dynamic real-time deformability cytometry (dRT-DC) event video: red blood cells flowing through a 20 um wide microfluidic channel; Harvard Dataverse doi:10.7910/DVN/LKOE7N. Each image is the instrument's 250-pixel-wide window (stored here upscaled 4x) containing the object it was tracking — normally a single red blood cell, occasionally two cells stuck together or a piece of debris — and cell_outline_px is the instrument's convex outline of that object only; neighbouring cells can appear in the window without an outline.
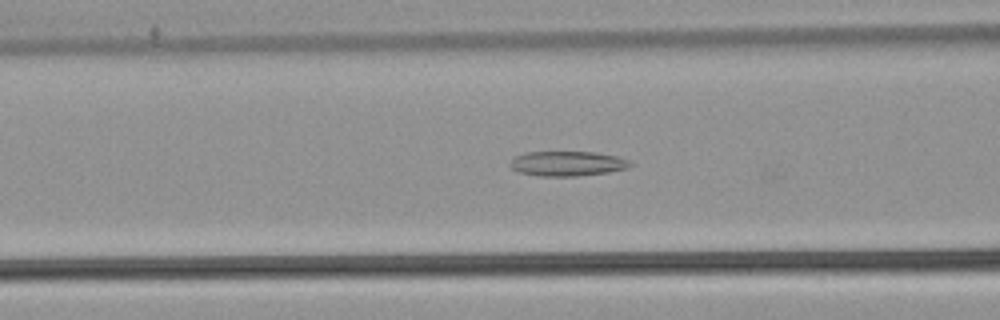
{"species": "common noctule bat (a hibernating species)", "species_latin": "Nyctalus noctula", "temperature_condition": "warm", "stored_images_in_passage": 35, "camera_frame_rate_fps": 3000, "um_per_image_px": 0.085, "animal": {"sex": "male", "body_mass_g": 21.5, "forearm_length_mm": 52.0}, "frame": {"image": 1, "passage_image": 4, "time_ms": 1.0, "image_size_px": [1000, 320], "cell_outline_px": [[636, 164], [628, 168], [608, 172], [576, 176], [540, 176], [520, 172], [512, 168], [512, 160], [516, 156], [528, 152], [596, 152], [616, 156], [628, 160]], "centroid_in_image_um": [48.3, 13.9], "position_along_channel_um": 118.3, "area_um2": 17.22}}
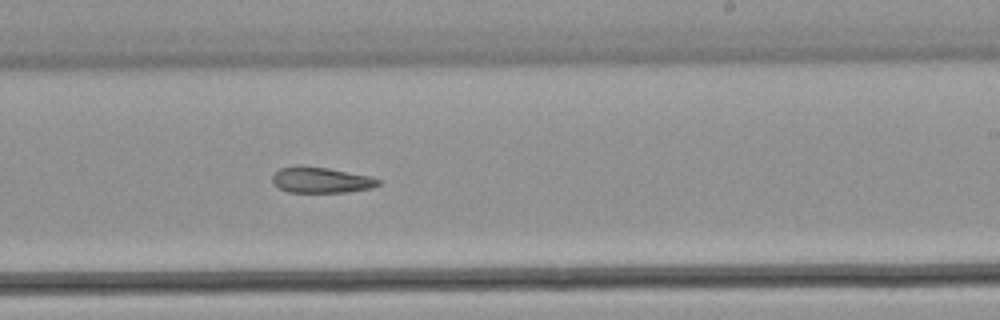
{"frame": {"image": 2, "passage_image": 15, "time_ms": 4.667, "image_size_px": [1000, 320], "cell_outline_px": [[384, 180], [380, 184], [372, 188], [344, 192], [288, 192], [280, 188], [272, 180], [272, 176], [280, 168], [328, 168], [368, 176]], "centroid_in_image_um": [27.37, 15.34], "position_along_channel_um": 261.6, "area_um2": 15.26}}
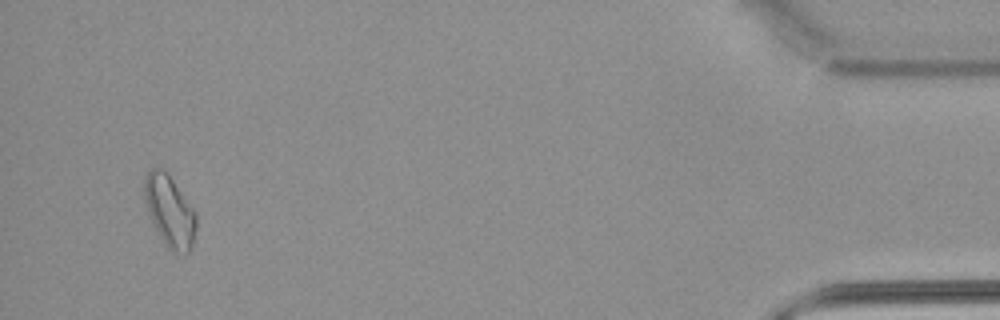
{"frame": {"image": 3, "passage_image": 33, "time_ms": 10.667, "image_size_px": [1000, 320], "cell_outline_px": [[196, 228], [192, 244], [188, 252], [176, 252], [168, 248], [156, 228], [148, 212], [144, 200], [144, 180], [148, 172], [152, 168], [160, 168], [172, 180], [196, 212]], "centroid_in_image_um": [14.42, 17.94], "position_along_channel_um": 420.8, "area_um2": 20.81}}